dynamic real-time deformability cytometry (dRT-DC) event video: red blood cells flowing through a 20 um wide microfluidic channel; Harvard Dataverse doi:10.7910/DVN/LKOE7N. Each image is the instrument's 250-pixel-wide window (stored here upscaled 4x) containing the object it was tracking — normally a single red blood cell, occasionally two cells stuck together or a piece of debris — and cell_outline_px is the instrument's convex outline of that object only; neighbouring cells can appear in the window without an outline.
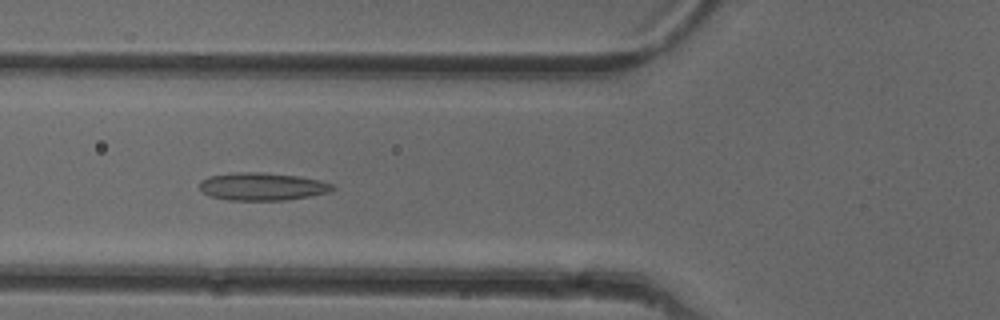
{"species": "common noctule bat (a hibernating species)", "species_latin": "Nyctalus noctula", "temperature_condition": "cold", "stored_images_in_passage": 50, "camera_frame_rate_fps": 3000, "um_per_image_px": 0.085, "animal": {"sex": "female"}, "frame": {"image": 1, "passage_image": 18, "time_ms": 5.667, "image_size_px": [1000, 320], "cell_outline_px": [[336, 188], [332, 192], [284, 200], [228, 200], [212, 196], [204, 192], [200, 188], [200, 180], [208, 176], [232, 172], [260, 172], [300, 176], [320, 180], [332, 184]], "centroid_in_image_um": [22.31, 15.84], "position_along_channel_um": 103.5, "area_um2": 21.56}}
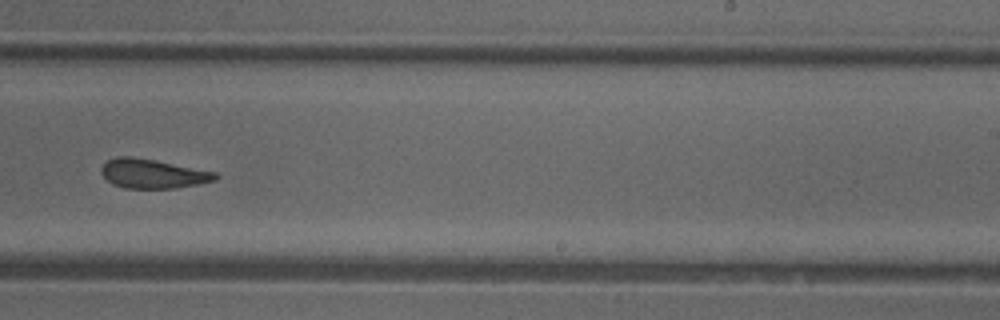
{"frame": {"image": 2, "passage_image": 31, "time_ms": 10.0, "image_size_px": [1000, 320], "cell_outline_px": [[220, 176], [216, 180], [176, 188], [124, 188], [112, 184], [100, 172], [100, 168], [108, 160], [116, 156], [132, 156], [216, 172]], "centroid_in_image_um": [12.96, 14.76], "position_along_channel_um": 276.0, "area_um2": 19.31}}
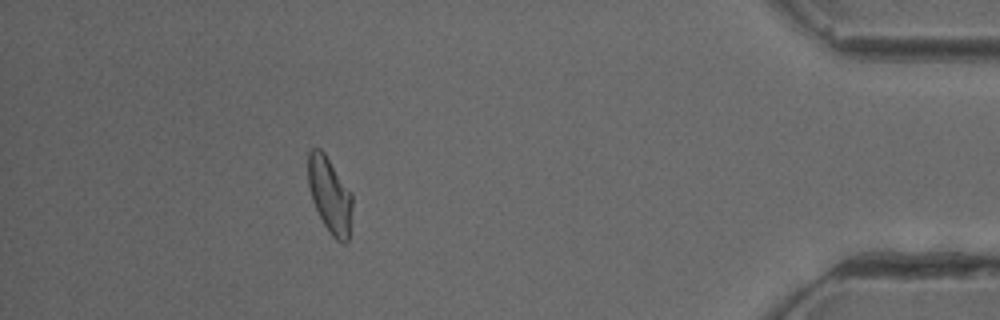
{"frame": {"image": 3, "passage_image": 45, "time_ms": 14.667, "image_size_px": [1000, 320], "cell_outline_px": [[352, 208], [348, 240], [344, 244], [336, 240], [332, 236], [324, 224], [312, 200], [308, 184], [308, 152], [312, 148], [320, 148], [324, 152], [352, 192]], "centroid_in_image_um": [28.04, 16.56], "position_along_channel_um": 407.2, "area_um2": 19.54}, "authors_computed_cell_mechanics": {"area_um2": 20.1722, "velocity_mm_per_s": 3.9787, "shape_relaxation_time_tau1_ms": null, "shape_relaxation_time_tau2_ms": 2.6147, "deformation_change_tau1": null, "deformation_change_tau2": 0.1091}}